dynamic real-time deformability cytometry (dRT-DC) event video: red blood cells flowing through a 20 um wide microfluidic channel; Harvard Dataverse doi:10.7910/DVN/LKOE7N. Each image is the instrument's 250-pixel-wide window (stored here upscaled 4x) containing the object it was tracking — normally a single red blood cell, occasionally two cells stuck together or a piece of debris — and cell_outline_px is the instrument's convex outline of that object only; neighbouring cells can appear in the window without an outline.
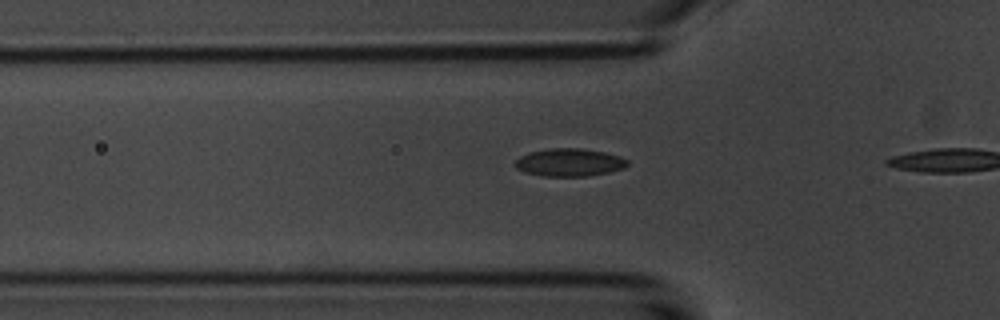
{"species": "common noctule bat (a hibernating species)", "species_latin": "Nyctalus noctula", "temperature_condition": "room temperature", "stored_images_in_passage": 9, "camera_frame_rate_fps": 3000, "um_per_image_px": 0.085, "animal": {"sex": "male", "body_mass_g": 20.1, "forearm_length_mm": 53.5}, "frame": {"image": 1, "passage_image": 8, "time_ms": 2.333, "image_size_px": [1000, 320], "cell_outline_px": [[628, 164], [624, 168], [608, 172], [588, 176], [544, 176], [524, 172], [516, 168], [512, 164], [520, 156], [528, 152], [548, 148], [580, 148], [604, 152], [620, 156], [628, 160]], "centroid_in_image_um": [48.36, 13.8], "position_along_channel_um": 77.4, "area_um2": 18.32}}